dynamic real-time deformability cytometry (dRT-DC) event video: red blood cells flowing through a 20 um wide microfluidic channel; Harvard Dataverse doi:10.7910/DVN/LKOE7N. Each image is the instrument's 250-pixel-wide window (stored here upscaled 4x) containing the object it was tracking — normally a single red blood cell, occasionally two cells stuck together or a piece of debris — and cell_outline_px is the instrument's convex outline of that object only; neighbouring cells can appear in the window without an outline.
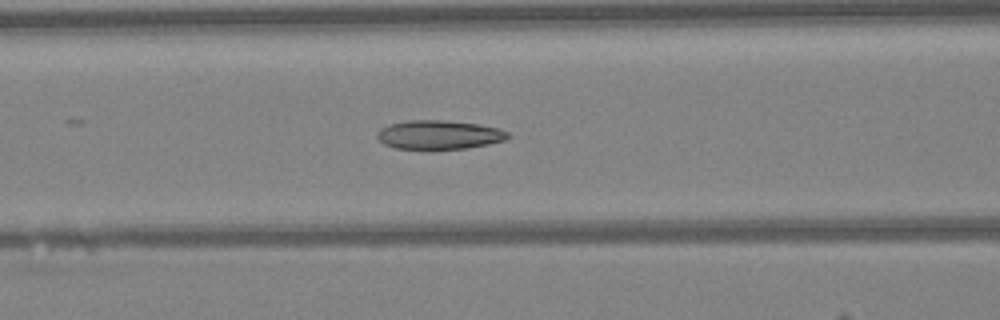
{"species": "Egyptian fruit bat (a non-hibernating species)", "species_latin": "Rousettus aegyptiacus", "temperature_condition": "warm", "stored_images_in_passage": 43, "camera_frame_rate_fps": 3000, "um_per_image_px": 0.085, "animal": {"sex": "female"}, "frame": {"image": 1, "passage_image": 15, "time_ms": 4.667, "image_size_px": [1000, 320], "cell_outline_px": [[512, 136], [504, 140], [488, 144], [464, 148], [396, 148], [384, 144], [376, 136], [376, 132], [380, 128], [388, 124], [408, 120], [440, 120], [476, 124], [500, 128], [508, 132]], "centroid_in_image_um": [37.31, 11.44], "position_along_channel_um": 129.3, "area_um2": 21.79}}
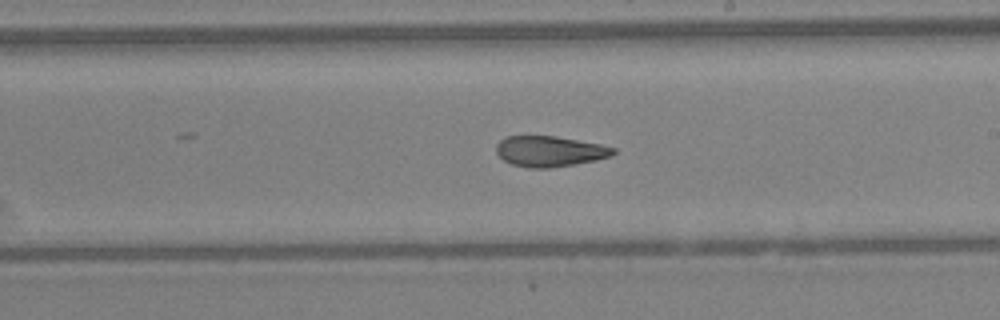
{"frame": {"image": 2, "passage_image": 23, "time_ms": 7.333, "image_size_px": [1000, 320], "cell_outline_px": [[616, 152], [612, 156], [596, 160], [576, 164], [548, 168], [528, 168], [512, 164], [504, 160], [496, 152], [496, 144], [504, 136], [556, 136], [600, 144], [616, 148]], "centroid_in_image_um": [46.73, 12.86], "position_along_channel_um": 242.3, "area_um2": 20.98}}
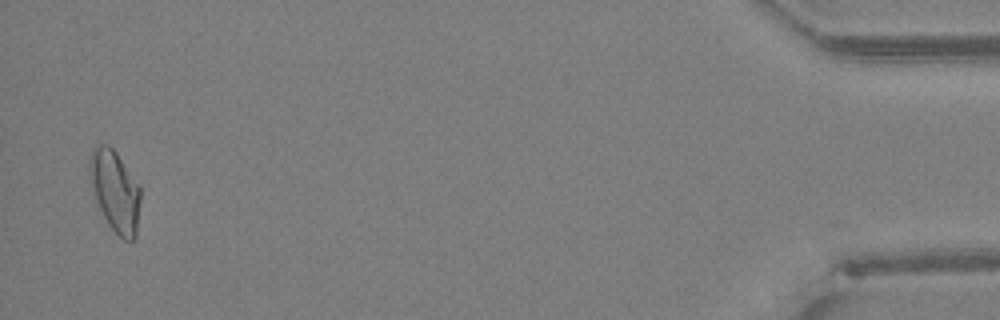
{"frame": {"image": 3, "passage_image": 42, "time_ms": 13.667, "image_size_px": [1000, 320], "cell_outline_px": [[140, 200], [136, 236], [132, 240], [124, 240], [108, 224], [92, 192], [88, 176], [88, 160], [92, 148], [96, 144], [108, 144], [116, 152], [140, 184]], "centroid_in_image_um": [9.75, 16.17], "position_along_channel_um": 425.4, "area_um2": 24.39}, "authors_computed_cell_mechanics": {"area_um2": 22.0796, "velocity_mm_per_s": 4.2759, "shape_relaxation_time_tau1_ms": null, "shape_relaxation_time_tau2_ms": 3.1199, "deformation_change_tau1": null, "deformation_change_tau2": 0.1036}}